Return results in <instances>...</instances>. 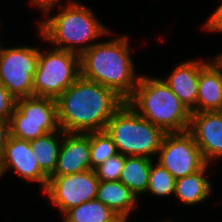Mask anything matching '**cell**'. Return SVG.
<instances>
[{
    "instance_id": "cell-1",
    "label": "cell",
    "mask_w": 222,
    "mask_h": 222,
    "mask_svg": "<svg viewBox=\"0 0 222 222\" xmlns=\"http://www.w3.org/2000/svg\"><path fill=\"white\" fill-rule=\"evenodd\" d=\"M124 103L113 89L79 76L56 99L59 128L67 133L104 131Z\"/></svg>"
},
{
    "instance_id": "cell-2",
    "label": "cell",
    "mask_w": 222,
    "mask_h": 222,
    "mask_svg": "<svg viewBox=\"0 0 222 222\" xmlns=\"http://www.w3.org/2000/svg\"><path fill=\"white\" fill-rule=\"evenodd\" d=\"M54 6L58 7V13L52 15ZM41 12L46 18L37 21V30L43 42L48 41L56 49L68 50L79 56L98 39L114 34L100 22L92 9L77 0L51 5Z\"/></svg>"
},
{
    "instance_id": "cell-3",
    "label": "cell",
    "mask_w": 222,
    "mask_h": 222,
    "mask_svg": "<svg viewBox=\"0 0 222 222\" xmlns=\"http://www.w3.org/2000/svg\"><path fill=\"white\" fill-rule=\"evenodd\" d=\"M131 41L119 35L93 44L80 57V76L113 89L125 101L134 93L140 75L132 58Z\"/></svg>"
},
{
    "instance_id": "cell-4",
    "label": "cell",
    "mask_w": 222,
    "mask_h": 222,
    "mask_svg": "<svg viewBox=\"0 0 222 222\" xmlns=\"http://www.w3.org/2000/svg\"><path fill=\"white\" fill-rule=\"evenodd\" d=\"M126 102L165 133L189 129L191 112L162 78L140 74L135 91Z\"/></svg>"
},
{
    "instance_id": "cell-5",
    "label": "cell",
    "mask_w": 222,
    "mask_h": 222,
    "mask_svg": "<svg viewBox=\"0 0 222 222\" xmlns=\"http://www.w3.org/2000/svg\"><path fill=\"white\" fill-rule=\"evenodd\" d=\"M105 131L114 141L118 153L149 159L156 158L165 135L126 101L108 121Z\"/></svg>"
},
{
    "instance_id": "cell-6",
    "label": "cell",
    "mask_w": 222,
    "mask_h": 222,
    "mask_svg": "<svg viewBox=\"0 0 222 222\" xmlns=\"http://www.w3.org/2000/svg\"><path fill=\"white\" fill-rule=\"evenodd\" d=\"M80 76L78 54L51 47L40 49L33 77V96L57 99Z\"/></svg>"
},
{
    "instance_id": "cell-7",
    "label": "cell",
    "mask_w": 222,
    "mask_h": 222,
    "mask_svg": "<svg viewBox=\"0 0 222 222\" xmlns=\"http://www.w3.org/2000/svg\"><path fill=\"white\" fill-rule=\"evenodd\" d=\"M39 47L0 46V83L16 99L33 96Z\"/></svg>"
},
{
    "instance_id": "cell-8",
    "label": "cell",
    "mask_w": 222,
    "mask_h": 222,
    "mask_svg": "<svg viewBox=\"0 0 222 222\" xmlns=\"http://www.w3.org/2000/svg\"><path fill=\"white\" fill-rule=\"evenodd\" d=\"M99 183L95 171L91 169L66 176H49L43 192L48 203L64 215L68 210L95 199Z\"/></svg>"
},
{
    "instance_id": "cell-9",
    "label": "cell",
    "mask_w": 222,
    "mask_h": 222,
    "mask_svg": "<svg viewBox=\"0 0 222 222\" xmlns=\"http://www.w3.org/2000/svg\"><path fill=\"white\" fill-rule=\"evenodd\" d=\"M156 158L175 179L193 174L206 164L188 130L165 133Z\"/></svg>"
},
{
    "instance_id": "cell-10",
    "label": "cell",
    "mask_w": 222,
    "mask_h": 222,
    "mask_svg": "<svg viewBox=\"0 0 222 222\" xmlns=\"http://www.w3.org/2000/svg\"><path fill=\"white\" fill-rule=\"evenodd\" d=\"M0 164L3 176L12 169L20 179L26 180L28 184L36 182L41 185L42 191L46 189L49 177L40 169L30 141L9 136Z\"/></svg>"
},
{
    "instance_id": "cell-11",
    "label": "cell",
    "mask_w": 222,
    "mask_h": 222,
    "mask_svg": "<svg viewBox=\"0 0 222 222\" xmlns=\"http://www.w3.org/2000/svg\"><path fill=\"white\" fill-rule=\"evenodd\" d=\"M188 131L207 164L222 160V111L191 113Z\"/></svg>"
},
{
    "instance_id": "cell-12",
    "label": "cell",
    "mask_w": 222,
    "mask_h": 222,
    "mask_svg": "<svg viewBox=\"0 0 222 222\" xmlns=\"http://www.w3.org/2000/svg\"><path fill=\"white\" fill-rule=\"evenodd\" d=\"M187 59L174 67L163 81L191 113H196L198 78L200 71L212 60Z\"/></svg>"
},
{
    "instance_id": "cell-13",
    "label": "cell",
    "mask_w": 222,
    "mask_h": 222,
    "mask_svg": "<svg viewBox=\"0 0 222 222\" xmlns=\"http://www.w3.org/2000/svg\"><path fill=\"white\" fill-rule=\"evenodd\" d=\"M91 170L90 132H65L54 172L50 176H66Z\"/></svg>"
},
{
    "instance_id": "cell-14",
    "label": "cell",
    "mask_w": 222,
    "mask_h": 222,
    "mask_svg": "<svg viewBox=\"0 0 222 222\" xmlns=\"http://www.w3.org/2000/svg\"><path fill=\"white\" fill-rule=\"evenodd\" d=\"M222 111V68L212 59L198 78L196 112Z\"/></svg>"
},
{
    "instance_id": "cell-15",
    "label": "cell",
    "mask_w": 222,
    "mask_h": 222,
    "mask_svg": "<svg viewBox=\"0 0 222 222\" xmlns=\"http://www.w3.org/2000/svg\"><path fill=\"white\" fill-rule=\"evenodd\" d=\"M95 199L126 220H130L133 211L140 206L135 195L119 180L100 181Z\"/></svg>"
},
{
    "instance_id": "cell-16",
    "label": "cell",
    "mask_w": 222,
    "mask_h": 222,
    "mask_svg": "<svg viewBox=\"0 0 222 222\" xmlns=\"http://www.w3.org/2000/svg\"><path fill=\"white\" fill-rule=\"evenodd\" d=\"M209 167L210 164L206 163L199 171L176 179L173 196L186 206L198 205L208 200L213 191L207 174Z\"/></svg>"
},
{
    "instance_id": "cell-17",
    "label": "cell",
    "mask_w": 222,
    "mask_h": 222,
    "mask_svg": "<svg viewBox=\"0 0 222 222\" xmlns=\"http://www.w3.org/2000/svg\"><path fill=\"white\" fill-rule=\"evenodd\" d=\"M152 160L146 157L124 156L119 181L129 188L137 199L147 191Z\"/></svg>"
},
{
    "instance_id": "cell-18",
    "label": "cell",
    "mask_w": 222,
    "mask_h": 222,
    "mask_svg": "<svg viewBox=\"0 0 222 222\" xmlns=\"http://www.w3.org/2000/svg\"><path fill=\"white\" fill-rule=\"evenodd\" d=\"M64 133L59 129L30 141L39 167L48 177L55 170Z\"/></svg>"
},
{
    "instance_id": "cell-19",
    "label": "cell",
    "mask_w": 222,
    "mask_h": 222,
    "mask_svg": "<svg viewBox=\"0 0 222 222\" xmlns=\"http://www.w3.org/2000/svg\"><path fill=\"white\" fill-rule=\"evenodd\" d=\"M9 124L10 136L26 141H32L60 129L58 121L24 120V114L16 106L11 114Z\"/></svg>"
},
{
    "instance_id": "cell-20",
    "label": "cell",
    "mask_w": 222,
    "mask_h": 222,
    "mask_svg": "<svg viewBox=\"0 0 222 222\" xmlns=\"http://www.w3.org/2000/svg\"><path fill=\"white\" fill-rule=\"evenodd\" d=\"M16 107L24 114V120L58 121L56 99L30 96L16 100Z\"/></svg>"
},
{
    "instance_id": "cell-21",
    "label": "cell",
    "mask_w": 222,
    "mask_h": 222,
    "mask_svg": "<svg viewBox=\"0 0 222 222\" xmlns=\"http://www.w3.org/2000/svg\"><path fill=\"white\" fill-rule=\"evenodd\" d=\"M62 222H113L118 216L100 201L93 199L68 210Z\"/></svg>"
},
{
    "instance_id": "cell-22",
    "label": "cell",
    "mask_w": 222,
    "mask_h": 222,
    "mask_svg": "<svg viewBox=\"0 0 222 222\" xmlns=\"http://www.w3.org/2000/svg\"><path fill=\"white\" fill-rule=\"evenodd\" d=\"M151 161L149 182L146 194L157 197H169L174 195L176 179L157 161Z\"/></svg>"
},
{
    "instance_id": "cell-23",
    "label": "cell",
    "mask_w": 222,
    "mask_h": 222,
    "mask_svg": "<svg viewBox=\"0 0 222 222\" xmlns=\"http://www.w3.org/2000/svg\"><path fill=\"white\" fill-rule=\"evenodd\" d=\"M117 153L114 141L105 130L90 132V160L92 170Z\"/></svg>"
},
{
    "instance_id": "cell-24",
    "label": "cell",
    "mask_w": 222,
    "mask_h": 222,
    "mask_svg": "<svg viewBox=\"0 0 222 222\" xmlns=\"http://www.w3.org/2000/svg\"><path fill=\"white\" fill-rule=\"evenodd\" d=\"M124 165V155L117 153L94 169L99 181H118Z\"/></svg>"
},
{
    "instance_id": "cell-25",
    "label": "cell",
    "mask_w": 222,
    "mask_h": 222,
    "mask_svg": "<svg viewBox=\"0 0 222 222\" xmlns=\"http://www.w3.org/2000/svg\"><path fill=\"white\" fill-rule=\"evenodd\" d=\"M16 106V99L0 83V121H9Z\"/></svg>"
},
{
    "instance_id": "cell-26",
    "label": "cell",
    "mask_w": 222,
    "mask_h": 222,
    "mask_svg": "<svg viewBox=\"0 0 222 222\" xmlns=\"http://www.w3.org/2000/svg\"><path fill=\"white\" fill-rule=\"evenodd\" d=\"M221 3L218 4L216 9L210 14L205 23L203 24L204 30L210 33L216 34L222 33V0Z\"/></svg>"
},
{
    "instance_id": "cell-27",
    "label": "cell",
    "mask_w": 222,
    "mask_h": 222,
    "mask_svg": "<svg viewBox=\"0 0 222 222\" xmlns=\"http://www.w3.org/2000/svg\"><path fill=\"white\" fill-rule=\"evenodd\" d=\"M10 136L9 121H0V159L4 152L5 144Z\"/></svg>"
},
{
    "instance_id": "cell-28",
    "label": "cell",
    "mask_w": 222,
    "mask_h": 222,
    "mask_svg": "<svg viewBox=\"0 0 222 222\" xmlns=\"http://www.w3.org/2000/svg\"><path fill=\"white\" fill-rule=\"evenodd\" d=\"M62 3V0H30L32 7L39 9V11H43L46 7Z\"/></svg>"
},
{
    "instance_id": "cell-29",
    "label": "cell",
    "mask_w": 222,
    "mask_h": 222,
    "mask_svg": "<svg viewBox=\"0 0 222 222\" xmlns=\"http://www.w3.org/2000/svg\"><path fill=\"white\" fill-rule=\"evenodd\" d=\"M212 58L222 68V51H220V53H218V55H215Z\"/></svg>"
},
{
    "instance_id": "cell-30",
    "label": "cell",
    "mask_w": 222,
    "mask_h": 222,
    "mask_svg": "<svg viewBox=\"0 0 222 222\" xmlns=\"http://www.w3.org/2000/svg\"><path fill=\"white\" fill-rule=\"evenodd\" d=\"M113 222H128V220L118 216Z\"/></svg>"
},
{
    "instance_id": "cell-31",
    "label": "cell",
    "mask_w": 222,
    "mask_h": 222,
    "mask_svg": "<svg viewBox=\"0 0 222 222\" xmlns=\"http://www.w3.org/2000/svg\"><path fill=\"white\" fill-rule=\"evenodd\" d=\"M3 174H2V170H1V164H0V179H2Z\"/></svg>"
},
{
    "instance_id": "cell-32",
    "label": "cell",
    "mask_w": 222,
    "mask_h": 222,
    "mask_svg": "<svg viewBox=\"0 0 222 222\" xmlns=\"http://www.w3.org/2000/svg\"><path fill=\"white\" fill-rule=\"evenodd\" d=\"M160 222H174V221H171V220H166V221H160Z\"/></svg>"
}]
</instances>
